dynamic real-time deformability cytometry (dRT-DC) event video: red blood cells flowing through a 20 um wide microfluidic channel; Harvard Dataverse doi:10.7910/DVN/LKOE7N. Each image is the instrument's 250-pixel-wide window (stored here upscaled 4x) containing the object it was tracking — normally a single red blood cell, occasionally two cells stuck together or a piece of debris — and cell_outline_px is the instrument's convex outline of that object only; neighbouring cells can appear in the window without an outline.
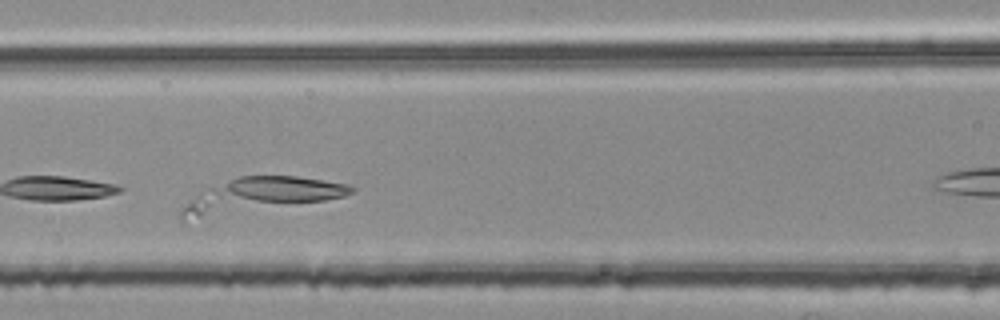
{"species": "common noctule bat (a hibernating species)", "species_latin": "Nyctalus noctula", "temperature_condition": "room temperature", "stored_images_in_passage": 14, "camera_frame_rate_fps": 3000, "um_per_image_px": 0.085, "animal": {"sex": "female", "body_mass_g": 25.1}, "frame": {"image": 1, "passage_image": 7, "time_ms": 2.0, "image_size_px": [1000, 320], "cell_outline_px": [[356, 188], [352, 192], [344, 196], [324, 200], [180, 224], [180, 212], [200, 192], [208, 188], [240, 176], [296, 176], [324, 180], [348, 184]], "centroid_in_image_um": [22.05, 16.65], "position_along_channel_um": 144.6, "area_um2": 34.1}}